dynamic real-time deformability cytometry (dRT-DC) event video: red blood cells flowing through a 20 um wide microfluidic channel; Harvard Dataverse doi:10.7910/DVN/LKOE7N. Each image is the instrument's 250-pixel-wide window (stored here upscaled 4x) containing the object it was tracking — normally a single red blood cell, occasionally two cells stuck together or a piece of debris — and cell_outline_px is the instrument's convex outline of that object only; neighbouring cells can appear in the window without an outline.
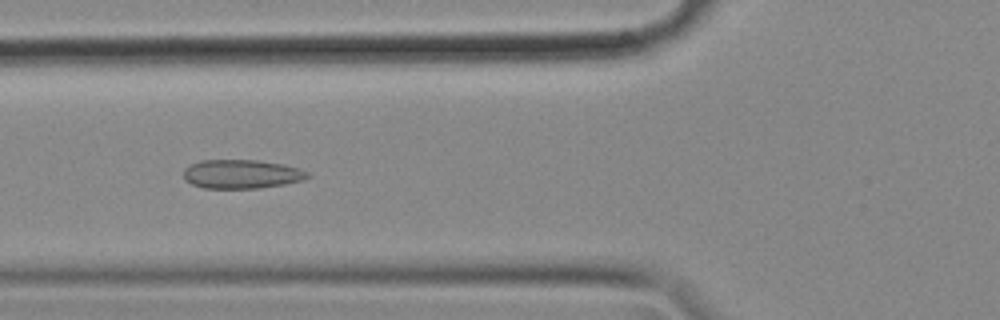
{"species": "common noctule bat (a hibernating species)", "species_latin": "Nyctalus noctula", "temperature_condition": "cold", "stored_images_in_passage": 56, "camera_frame_rate_fps": 3000, "um_per_image_px": 0.085, "animal": {"sex": "female", "body_mass_g": 18.4}, "frame": {"image": 1, "passage_image": 21, "time_ms": 6.667, "image_size_px": [1000, 320], "cell_outline_px": [[312, 176], [304, 180], [284, 184], [260, 188], [204, 188], [192, 184], [184, 180], [184, 168], [200, 160], [260, 160], [284, 164], [300, 168], [308, 172]], "centroid_in_image_um": [20.57, 14.79], "position_along_channel_um": 105.2, "area_um2": 21.1}}
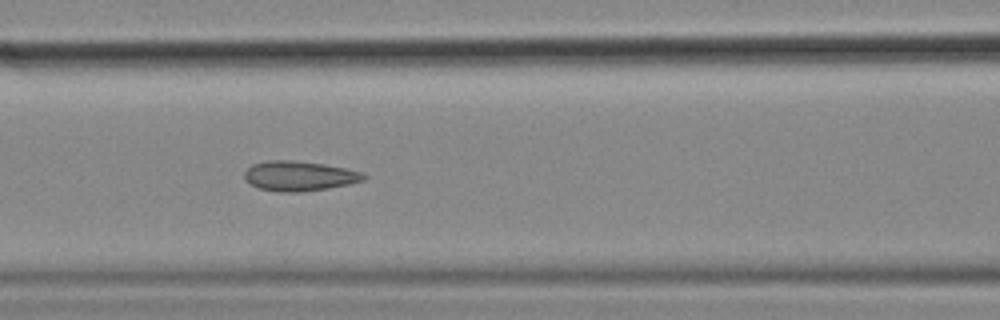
{"frame": {"image": 2, "passage_image": 24, "time_ms": 7.667, "image_size_px": [1000, 320], "cell_outline_px": [[368, 176], [364, 180], [348, 184], [328, 188], [300, 192], [276, 192], [260, 188], [248, 184], [244, 180], [244, 172], [252, 164], [268, 160], [292, 160], [324, 164], [348, 168], [360, 172]], "centroid_in_image_um": [25.4, 14.96], "position_along_channel_um": 141.2, "area_um2": 20.92}}
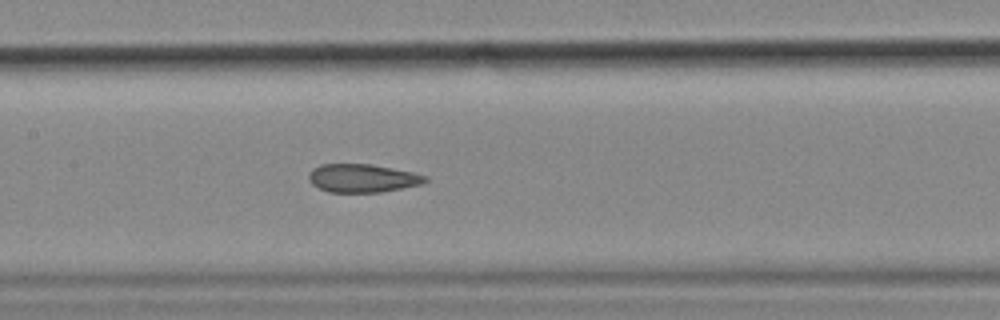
{"frame": {"image": 3, "passage_image": 27, "time_ms": 8.667, "image_size_px": [1000, 320], "cell_outline_px": [[428, 180], [424, 184], [380, 192], [328, 192], [312, 184], [308, 180], [308, 176], [312, 168], [320, 164], [372, 164], [412, 172], [428, 176]], "centroid_in_image_um": [30.81, 15.14], "position_along_channel_um": 176.6, "area_um2": 19.31}, "authors_computed_cell_mechanics": {"area_um2": 21.0103, "velocity_mm_per_s": 3.5586, "shape_relaxation_time_tau1_ms": null, "shape_relaxation_time_tau2_ms": 2.453, "deformation_change_tau1": null, "deformation_change_tau2": 0.0748}}